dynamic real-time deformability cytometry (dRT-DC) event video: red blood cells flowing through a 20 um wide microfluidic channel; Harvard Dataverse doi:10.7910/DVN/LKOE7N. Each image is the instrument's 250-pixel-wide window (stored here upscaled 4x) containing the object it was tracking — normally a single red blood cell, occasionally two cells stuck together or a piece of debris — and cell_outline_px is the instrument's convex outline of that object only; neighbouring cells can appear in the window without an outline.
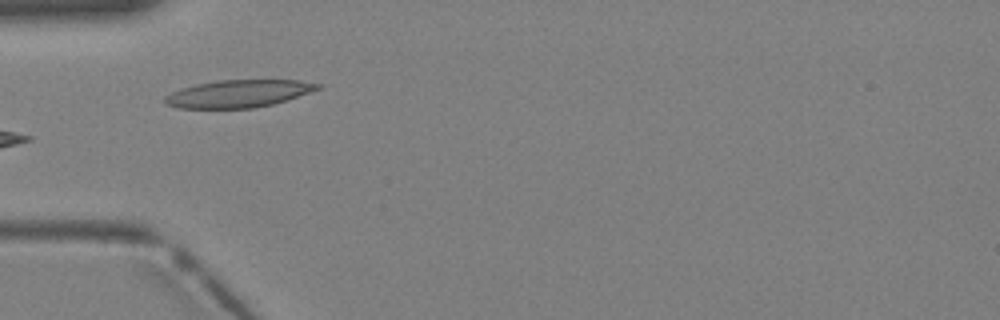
{"species": "Egyptian fruit bat (a non-hibernating species)", "species_latin": "Rousettus aegyptiacus", "temperature_condition": "warm", "stored_images_in_passage": 3, "camera_frame_rate_fps": 3000, "um_per_image_px": 0.085, "animal": {"sex": "female"}, "frame": {"image": 1, "passage_image": 3, "time_ms": 0.667, "image_size_px": [1000, 320], "cell_outline_px": [[324, 88], [272, 104], [252, 108], [180, 108], [164, 104], [164, 96], [172, 92], [196, 84], [220, 80], [300, 80], [324, 84]], "centroid_in_image_um": [20.32, 7.95], "position_along_channel_um": 64.7, "area_um2": 24.45}}